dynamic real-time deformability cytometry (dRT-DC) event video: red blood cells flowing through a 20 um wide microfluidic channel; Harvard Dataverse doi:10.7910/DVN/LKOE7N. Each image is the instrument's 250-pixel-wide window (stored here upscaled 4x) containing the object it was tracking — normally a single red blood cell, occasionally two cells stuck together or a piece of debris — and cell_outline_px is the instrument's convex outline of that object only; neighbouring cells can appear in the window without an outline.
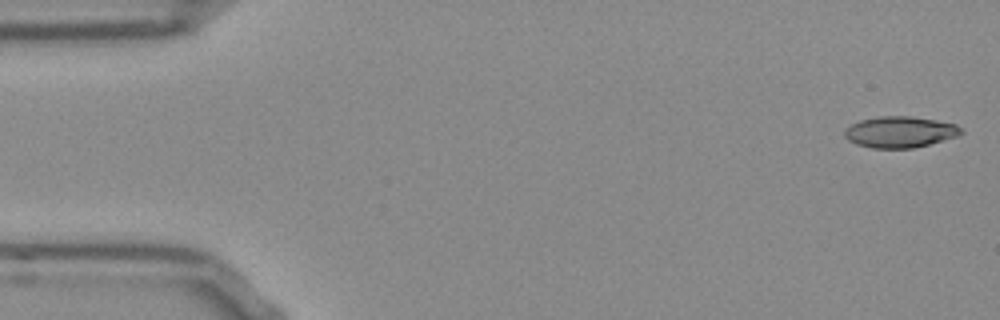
{"species": "Egyptian fruit bat (a non-hibernating species)", "species_latin": "Rousettus aegyptiacus", "temperature_condition": "room temperature", "stored_images_in_passage": 50, "camera_frame_rate_fps": 3000, "um_per_image_px": 0.085, "frame": {"image": 1, "passage_image": 1, "time_ms": 0.0, "image_size_px": [1000, 320], "cell_outline_px": [[964, 132], [960, 136], [912, 148], [872, 148], [856, 144], [848, 140], [844, 136], [844, 132], [852, 124], [860, 120], [876, 116], [912, 116], [936, 120], [956, 124]], "centroid_in_image_um": [76.51, 11.21], "position_along_channel_um": 8.5, "area_um2": 21.21}}
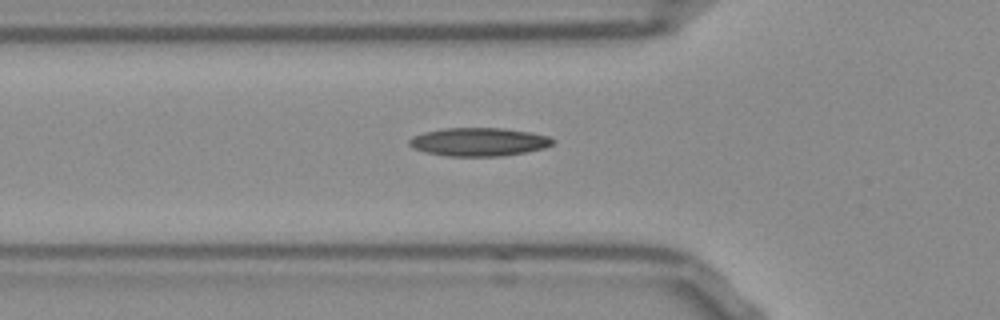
{"frame": {"image": 2, "passage_image": 17, "time_ms": 5.333, "image_size_px": [1000, 320], "cell_outline_px": [[556, 140], [552, 144], [544, 148], [524, 152], [500, 156], [448, 156], [428, 152], [412, 148], [408, 144], [408, 140], [412, 136], [424, 132], [444, 128], [504, 128], [528, 132], [548, 136]], "centroid_in_image_um": [40.68, 12.05], "position_along_channel_um": 85.1, "area_um2": 23.58}}
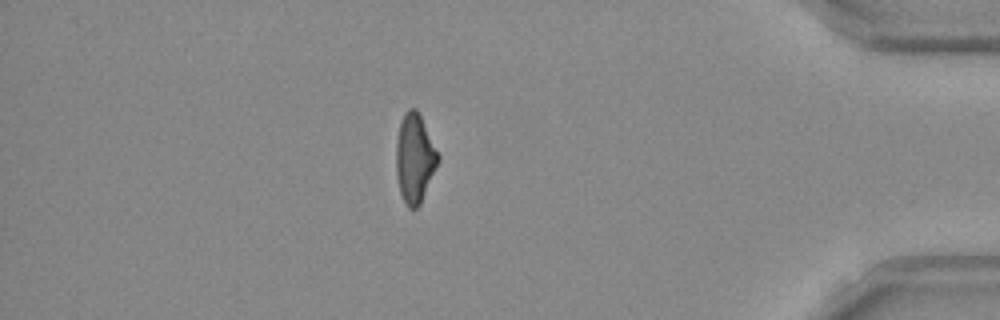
{"frame": {"image": 3, "passage_image": 45, "time_ms": 14.667, "image_size_px": [1000, 320], "cell_outline_px": [[440, 160], [420, 204], [416, 208], [408, 208], [404, 204], [400, 192], [396, 176], [396, 144], [400, 120], [404, 112], [408, 108], [416, 108], [440, 156]], "centroid_in_image_um": [35.23, 13.46], "position_along_channel_um": 400.0, "area_um2": 21.79}, "authors_computed_cell_mechanics": {"area_um2": 22.1085, "velocity_mm_per_s": 3.8316, "shape_relaxation_time_tau1_ms": 10.9017, "shape_relaxation_time_tau2_ms": 3.7732, "deformation_change_tau1": 0.2644, "deformation_change_tau2": 0.1191}}